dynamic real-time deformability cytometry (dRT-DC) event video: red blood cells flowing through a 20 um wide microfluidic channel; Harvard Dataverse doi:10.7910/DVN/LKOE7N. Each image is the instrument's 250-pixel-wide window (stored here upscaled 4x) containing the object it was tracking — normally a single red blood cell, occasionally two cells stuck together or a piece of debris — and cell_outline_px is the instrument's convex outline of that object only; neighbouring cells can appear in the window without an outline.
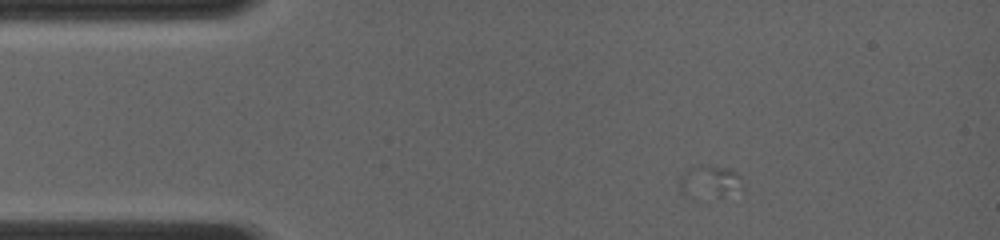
{"species": "common noctule bat (a hibernating species)", "species_latin": "Nyctalus noctula", "temperature_condition": "room temperature", "stored_images_in_passage": 1, "camera_frame_rate_fps": 4000, "um_per_image_px": 0.085, "animal": {"sex": "female", "body_mass_g": 19.0, "forearm_length_mm": 56.7}, "frame": {"image": 1, "passage_image": 1, "time_ms": 0.0, "image_size_px": [1000, 240], "cell_outline_px": [[744, 188], [724, 196], [684, 196], [680, 192], [680, 176], [688, 168], [696, 164], [700, 164], [728, 168], [736, 172], [740, 176]], "centroid_in_image_um": [60.31, 15.41], "position_along_channel_um": 24.7, "area_um2": 12.02}}